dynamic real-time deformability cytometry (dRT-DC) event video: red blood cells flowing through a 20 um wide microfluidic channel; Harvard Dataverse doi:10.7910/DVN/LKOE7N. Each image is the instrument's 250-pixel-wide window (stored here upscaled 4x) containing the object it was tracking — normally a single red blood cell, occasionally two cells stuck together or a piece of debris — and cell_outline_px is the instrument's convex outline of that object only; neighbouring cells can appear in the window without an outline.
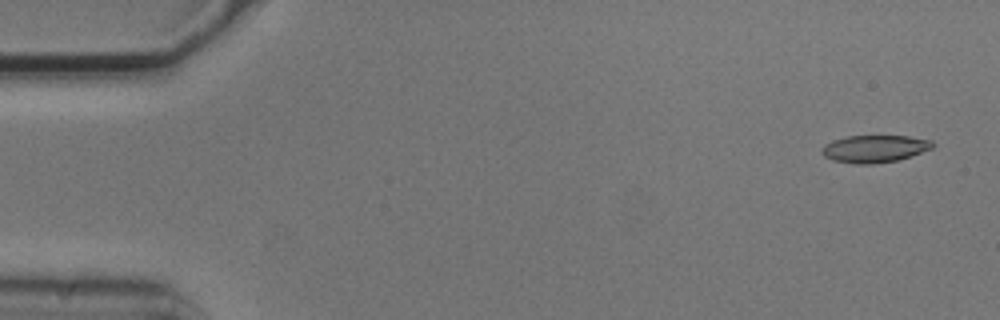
{"species": "common noctule bat (a hibernating species)", "species_latin": "Nyctalus noctula", "temperature_condition": "cold", "stored_images_in_passage": 4, "camera_frame_rate_fps": 3000, "um_per_image_px": 0.085, "animal": {"sex": "male", "body_mass_g": 20.5, "forearm_length_mm": 52.5}, "frame": {"image": 1, "passage_image": 1, "time_ms": 0.0, "image_size_px": [1000, 320], "cell_outline_px": [[936, 144], [932, 148], [896, 160], [872, 164], [856, 164], [832, 160], [824, 156], [820, 152], [820, 148], [824, 144], [832, 140], [848, 136], [908, 136], [932, 140]], "centroid_in_image_um": [74.29, 12.63], "position_along_channel_um": 10.7, "area_um2": 17.63}}
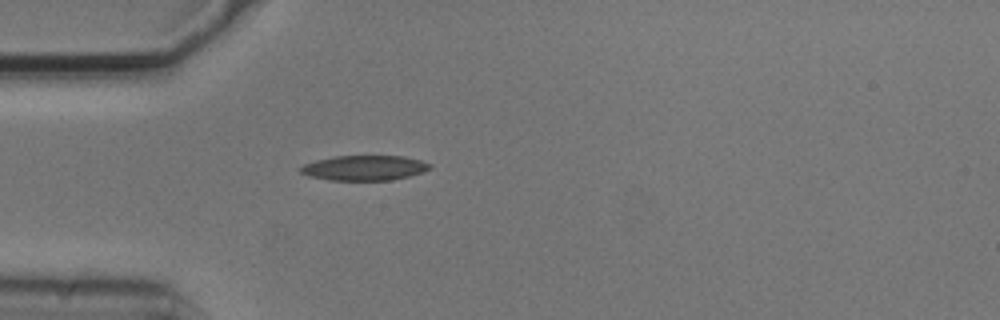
{"frame": {"image": 2, "passage_image": 4, "time_ms": 1.0, "image_size_px": [1000, 320], "cell_outline_px": [[432, 168], [424, 172], [392, 180], [328, 180], [308, 176], [300, 172], [300, 168], [304, 164], [316, 160], [332, 156], [404, 156], [420, 160], [432, 164]], "centroid_in_image_um": [30.99, 14.27], "position_along_channel_um": 54.0, "area_um2": 18.96}}